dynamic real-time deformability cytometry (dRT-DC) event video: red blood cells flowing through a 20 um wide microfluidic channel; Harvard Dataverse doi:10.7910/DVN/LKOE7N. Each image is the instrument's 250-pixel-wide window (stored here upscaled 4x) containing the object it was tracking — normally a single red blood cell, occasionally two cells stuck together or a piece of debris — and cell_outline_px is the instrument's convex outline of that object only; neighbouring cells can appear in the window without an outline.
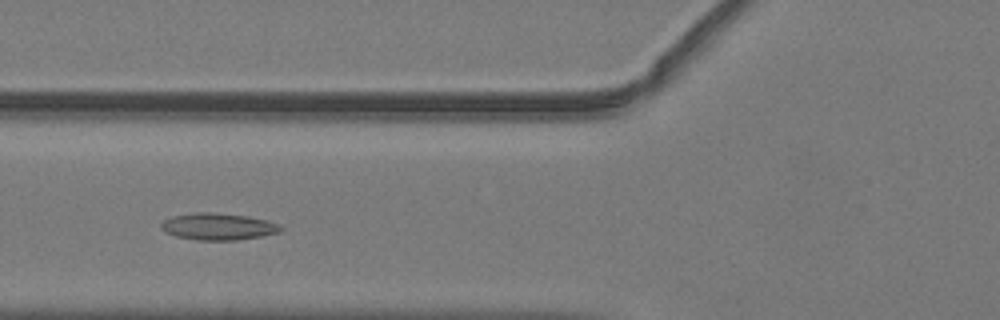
{"species": "common noctule bat (a hibernating species)", "species_latin": "Nyctalus noctula", "temperature_condition": "warm", "stored_images_in_passage": 31, "camera_frame_rate_fps": 3000, "um_per_image_px": 0.085, "animal": {"sex": "male", "body_mass_g": 19.2, "forearm_length_mm": 51.8}, "frame": {"image": 1, "passage_image": 4, "time_ms": 1.0, "image_size_px": [1000, 320], "cell_outline_px": [[284, 228], [280, 232], [264, 236], [236, 240], [196, 240], [176, 236], [164, 232], [160, 228], [160, 224], [164, 220], [172, 216], [196, 212], [216, 212], [248, 216], [280, 224]], "centroid_in_image_um": [18.54, 19.26], "position_along_channel_um": 107.3, "area_um2": 18.9}}
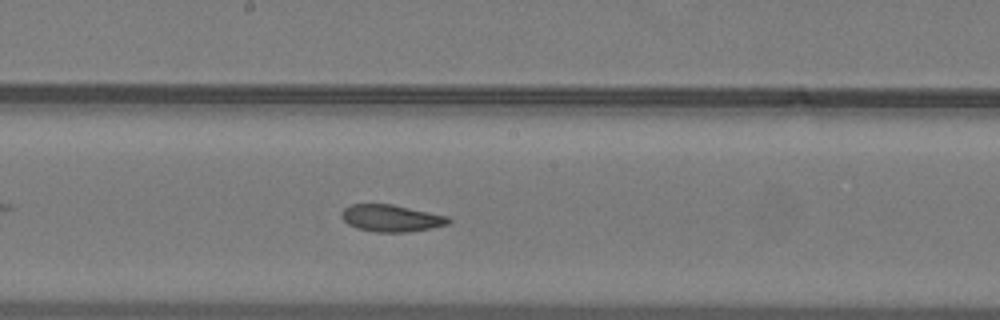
{"frame": {"image": 2, "passage_image": 12, "time_ms": 3.667, "image_size_px": [1000, 320], "cell_outline_px": [[452, 220], [448, 224], [432, 228], [408, 232], [376, 232], [356, 228], [348, 224], [340, 216], [344, 208], [348, 204], [392, 204], [448, 216]], "centroid_in_image_um": [33.25, 18.54], "position_along_channel_um": 215.0, "area_um2": 16.88}}
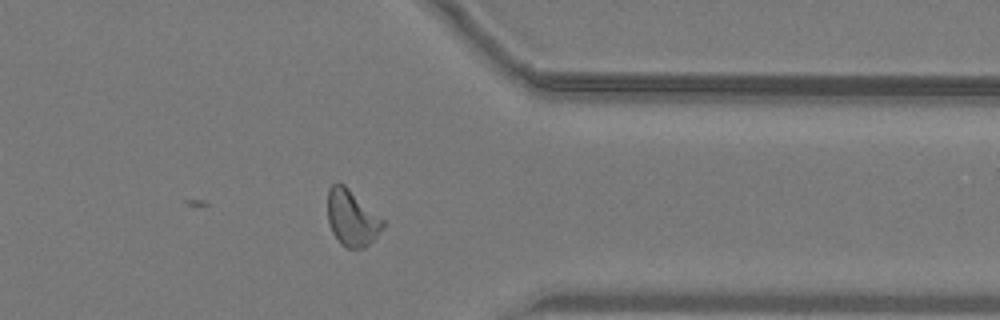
{"frame": {"image": 3, "passage_image": 25, "time_ms": 8.0, "image_size_px": [1000, 320], "cell_outline_px": [[384, 224], [376, 236], [364, 248], [348, 248], [340, 244], [332, 232], [328, 220], [328, 188], [332, 184], [344, 184], [384, 220]], "centroid_in_image_um": [29.88, 18.53], "position_along_channel_um": 381.5, "area_um2": 17.74}, "authors_computed_cell_mechanics": {"area_um2": 17.1666, "velocity_mm_per_s": 4.0344, "shape_relaxation_time_tau1_ms": 10.8808, "shape_relaxation_time_tau2_ms": 3.0679, "deformation_change_tau1": 0.2442, "deformation_change_tau2": 0.0964}}